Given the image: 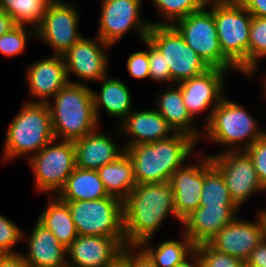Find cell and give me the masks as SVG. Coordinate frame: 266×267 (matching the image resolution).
Segmentation results:
<instances>
[{
    "mask_svg": "<svg viewBox=\"0 0 266 267\" xmlns=\"http://www.w3.org/2000/svg\"><path fill=\"white\" fill-rule=\"evenodd\" d=\"M35 37L36 29H30L29 26L16 25L0 36V54L8 58L22 55L27 49L29 40Z\"/></svg>",
    "mask_w": 266,
    "mask_h": 267,
    "instance_id": "obj_34",
    "label": "cell"
},
{
    "mask_svg": "<svg viewBox=\"0 0 266 267\" xmlns=\"http://www.w3.org/2000/svg\"><path fill=\"white\" fill-rule=\"evenodd\" d=\"M157 98L155 109L166 119L174 132L189 135L200 143L202 131L196 127L197 120L191 117L185 107L180 86L178 84L166 86Z\"/></svg>",
    "mask_w": 266,
    "mask_h": 267,
    "instance_id": "obj_24",
    "label": "cell"
},
{
    "mask_svg": "<svg viewBox=\"0 0 266 267\" xmlns=\"http://www.w3.org/2000/svg\"><path fill=\"white\" fill-rule=\"evenodd\" d=\"M207 155L222 173L232 201L239 209L254 194L266 192L255 172L253 161L245 150Z\"/></svg>",
    "mask_w": 266,
    "mask_h": 267,
    "instance_id": "obj_13",
    "label": "cell"
},
{
    "mask_svg": "<svg viewBox=\"0 0 266 267\" xmlns=\"http://www.w3.org/2000/svg\"><path fill=\"white\" fill-rule=\"evenodd\" d=\"M237 206H199L182 221L183 233L194 245L207 243L239 212Z\"/></svg>",
    "mask_w": 266,
    "mask_h": 267,
    "instance_id": "obj_22",
    "label": "cell"
},
{
    "mask_svg": "<svg viewBox=\"0 0 266 267\" xmlns=\"http://www.w3.org/2000/svg\"><path fill=\"white\" fill-rule=\"evenodd\" d=\"M259 211H260L261 213H266V209H265V210H264V209H263V210L260 209Z\"/></svg>",
    "mask_w": 266,
    "mask_h": 267,
    "instance_id": "obj_49",
    "label": "cell"
},
{
    "mask_svg": "<svg viewBox=\"0 0 266 267\" xmlns=\"http://www.w3.org/2000/svg\"><path fill=\"white\" fill-rule=\"evenodd\" d=\"M147 39L163 54L174 84L199 76L210 67L186 44L173 25H151Z\"/></svg>",
    "mask_w": 266,
    "mask_h": 267,
    "instance_id": "obj_10",
    "label": "cell"
},
{
    "mask_svg": "<svg viewBox=\"0 0 266 267\" xmlns=\"http://www.w3.org/2000/svg\"><path fill=\"white\" fill-rule=\"evenodd\" d=\"M123 252L133 261V267H157L140 247H124Z\"/></svg>",
    "mask_w": 266,
    "mask_h": 267,
    "instance_id": "obj_40",
    "label": "cell"
},
{
    "mask_svg": "<svg viewBox=\"0 0 266 267\" xmlns=\"http://www.w3.org/2000/svg\"><path fill=\"white\" fill-rule=\"evenodd\" d=\"M198 142L184 133L170 138L125 147L132 160L136 183L168 182L172 174L193 157Z\"/></svg>",
    "mask_w": 266,
    "mask_h": 267,
    "instance_id": "obj_2",
    "label": "cell"
},
{
    "mask_svg": "<svg viewBox=\"0 0 266 267\" xmlns=\"http://www.w3.org/2000/svg\"><path fill=\"white\" fill-rule=\"evenodd\" d=\"M118 125V126H117ZM115 136L127 134L125 147L170 138L175 134L166 119L155 108L133 109L120 123L116 124ZM126 142V143H125Z\"/></svg>",
    "mask_w": 266,
    "mask_h": 267,
    "instance_id": "obj_19",
    "label": "cell"
},
{
    "mask_svg": "<svg viewBox=\"0 0 266 267\" xmlns=\"http://www.w3.org/2000/svg\"><path fill=\"white\" fill-rule=\"evenodd\" d=\"M251 157L255 172L266 191V133L245 150Z\"/></svg>",
    "mask_w": 266,
    "mask_h": 267,
    "instance_id": "obj_38",
    "label": "cell"
},
{
    "mask_svg": "<svg viewBox=\"0 0 266 267\" xmlns=\"http://www.w3.org/2000/svg\"><path fill=\"white\" fill-rule=\"evenodd\" d=\"M49 198L37 221L51 231L67 248L78 236L69 207L57 196H49Z\"/></svg>",
    "mask_w": 266,
    "mask_h": 267,
    "instance_id": "obj_28",
    "label": "cell"
},
{
    "mask_svg": "<svg viewBox=\"0 0 266 267\" xmlns=\"http://www.w3.org/2000/svg\"><path fill=\"white\" fill-rule=\"evenodd\" d=\"M228 72L220 68H210L199 76L178 83L185 107L191 117L195 120L197 115L204 111L207 113L204 126L209 122L212 111L225 96V79Z\"/></svg>",
    "mask_w": 266,
    "mask_h": 267,
    "instance_id": "obj_15",
    "label": "cell"
},
{
    "mask_svg": "<svg viewBox=\"0 0 266 267\" xmlns=\"http://www.w3.org/2000/svg\"><path fill=\"white\" fill-rule=\"evenodd\" d=\"M79 20L76 3L53 0L36 28V38L50 47L52 54L63 55L83 36L78 29Z\"/></svg>",
    "mask_w": 266,
    "mask_h": 267,
    "instance_id": "obj_12",
    "label": "cell"
},
{
    "mask_svg": "<svg viewBox=\"0 0 266 267\" xmlns=\"http://www.w3.org/2000/svg\"><path fill=\"white\" fill-rule=\"evenodd\" d=\"M245 264L248 267H266V237L251 252Z\"/></svg>",
    "mask_w": 266,
    "mask_h": 267,
    "instance_id": "obj_41",
    "label": "cell"
},
{
    "mask_svg": "<svg viewBox=\"0 0 266 267\" xmlns=\"http://www.w3.org/2000/svg\"><path fill=\"white\" fill-rule=\"evenodd\" d=\"M213 16L223 55L248 78V44L252 15L241 5L213 2Z\"/></svg>",
    "mask_w": 266,
    "mask_h": 267,
    "instance_id": "obj_6",
    "label": "cell"
},
{
    "mask_svg": "<svg viewBox=\"0 0 266 267\" xmlns=\"http://www.w3.org/2000/svg\"><path fill=\"white\" fill-rule=\"evenodd\" d=\"M170 214L182 224L169 181L136 185L123 201L126 247H140L152 240Z\"/></svg>",
    "mask_w": 266,
    "mask_h": 267,
    "instance_id": "obj_1",
    "label": "cell"
},
{
    "mask_svg": "<svg viewBox=\"0 0 266 267\" xmlns=\"http://www.w3.org/2000/svg\"><path fill=\"white\" fill-rule=\"evenodd\" d=\"M195 252L199 258V267H242L245 264L235 256L217 251L208 243L195 245Z\"/></svg>",
    "mask_w": 266,
    "mask_h": 267,
    "instance_id": "obj_35",
    "label": "cell"
},
{
    "mask_svg": "<svg viewBox=\"0 0 266 267\" xmlns=\"http://www.w3.org/2000/svg\"><path fill=\"white\" fill-rule=\"evenodd\" d=\"M241 5L252 16L266 17V0H243Z\"/></svg>",
    "mask_w": 266,
    "mask_h": 267,
    "instance_id": "obj_42",
    "label": "cell"
},
{
    "mask_svg": "<svg viewBox=\"0 0 266 267\" xmlns=\"http://www.w3.org/2000/svg\"><path fill=\"white\" fill-rule=\"evenodd\" d=\"M107 267H133V261L122 252L110 265Z\"/></svg>",
    "mask_w": 266,
    "mask_h": 267,
    "instance_id": "obj_45",
    "label": "cell"
},
{
    "mask_svg": "<svg viewBox=\"0 0 266 267\" xmlns=\"http://www.w3.org/2000/svg\"><path fill=\"white\" fill-rule=\"evenodd\" d=\"M210 2L216 3H232V4H241L243 0H208Z\"/></svg>",
    "mask_w": 266,
    "mask_h": 267,
    "instance_id": "obj_47",
    "label": "cell"
},
{
    "mask_svg": "<svg viewBox=\"0 0 266 267\" xmlns=\"http://www.w3.org/2000/svg\"><path fill=\"white\" fill-rule=\"evenodd\" d=\"M78 235L124 237L123 202L113 196L90 201H63Z\"/></svg>",
    "mask_w": 266,
    "mask_h": 267,
    "instance_id": "obj_7",
    "label": "cell"
},
{
    "mask_svg": "<svg viewBox=\"0 0 266 267\" xmlns=\"http://www.w3.org/2000/svg\"><path fill=\"white\" fill-rule=\"evenodd\" d=\"M32 103H48L69 81L62 55H50L27 65L25 74ZM37 99V100H36Z\"/></svg>",
    "mask_w": 266,
    "mask_h": 267,
    "instance_id": "obj_18",
    "label": "cell"
},
{
    "mask_svg": "<svg viewBox=\"0 0 266 267\" xmlns=\"http://www.w3.org/2000/svg\"><path fill=\"white\" fill-rule=\"evenodd\" d=\"M56 196L61 201H90L109 195L96 170L75 167Z\"/></svg>",
    "mask_w": 266,
    "mask_h": 267,
    "instance_id": "obj_27",
    "label": "cell"
},
{
    "mask_svg": "<svg viewBox=\"0 0 266 267\" xmlns=\"http://www.w3.org/2000/svg\"><path fill=\"white\" fill-rule=\"evenodd\" d=\"M202 127L201 139L226 146L227 149L221 152L246 150L266 133L245 107L226 95L212 111L209 122Z\"/></svg>",
    "mask_w": 266,
    "mask_h": 267,
    "instance_id": "obj_5",
    "label": "cell"
},
{
    "mask_svg": "<svg viewBox=\"0 0 266 267\" xmlns=\"http://www.w3.org/2000/svg\"><path fill=\"white\" fill-rule=\"evenodd\" d=\"M98 82L101 88L100 92L92 89L94 112L97 121H100V108L104 107L105 112L118 119L120 123L133 109L132 95L128 86L123 80L115 77H103Z\"/></svg>",
    "mask_w": 266,
    "mask_h": 267,
    "instance_id": "obj_25",
    "label": "cell"
},
{
    "mask_svg": "<svg viewBox=\"0 0 266 267\" xmlns=\"http://www.w3.org/2000/svg\"><path fill=\"white\" fill-rule=\"evenodd\" d=\"M23 230L27 253L20 254L30 267H67V248L37 220L30 234Z\"/></svg>",
    "mask_w": 266,
    "mask_h": 267,
    "instance_id": "obj_21",
    "label": "cell"
},
{
    "mask_svg": "<svg viewBox=\"0 0 266 267\" xmlns=\"http://www.w3.org/2000/svg\"><path fill=\"white\" fill-rule=\"evenodd\" d=\"M24 102L7 128L1 158L6 162L21 157L29 160L55 139L48 104Z\"/></svg>",
    "mask_w": 266,
    "mask_h": 267,
    "instance_id": "obj_4",
    "label": "cell"
},
{
    "mask_svg": "<svg viewBox=\"0 0 266 267\" xmlns=\"http://www.w3.org/2000/svg\"><path fill=\"white\" fill-rule=\"evenodd\" d=\"M28 164L34 174L35 190L56 196L76 167L74 142L54 139L32 156Z\"/></svg>",
    "mask_w": 266,
    "mask_h": 267,
    "instance_id": "obj_8",
    "label": "cell"
},
{
    "mask_svg": "<svg viewBox=\"0 0 266 267\" xmlns=\"http://www.w3.org/2000/svg\"><path fill=\"white\" fill-rule=\"evenodd\" d=\"M198 153L195 154L197 160L194 165L185 164L177 169L169 181L176 215L181 221L200 206L204 184V154Z\"/></svg>",
    "mask_w": 266,
    "mask_h": 267,
    "instance_id": "obj_20",
    "label": "cell"
},
{
    "mask_svg": "<svg viewBox=\"0 0 266 267\" xmlns=\"http://www.w3.org/2000/svg\"><path fill=\"white\" fill-rule=\"evenodd\" d=\"M99 131V127L91 133L74 141L76 167L97 170L115 161L125 152L123 145L118 146L112 136Z\"/></svg>",
    "mask_w": 266,
    "mask_h": 267,
    "instance_id": "obj_23",
    "label": "cell"
},
{
    "mask_svg": "<svg viewBox=\"0 0 266 267\" xmlns=\"http://www.w3.org/2000/svg\"><path fill=\"white\" fill-rule=\"evenodd\" d=\"M84 84L68 83L47 103L55 139L74 142L98 128L92 88Z\"/></svg>",
    "mask_w": 266,
    "mask_h": 267,
    "instance_id": "obj_3",
    "label": "cell"
},
{
    "mask_svg": "<svg viewBox=\"0 0 266 267\" xmlns=\"http://www.w3.org/2000/svg\"><path fill=\"white\" fill-rule=\"evenodd\" d=\"M96 171L108 195L122 202L137 185L132 160L126 152Z\"/></svg>",
    "mask_w": 266,
    "mask_h": 267,
    "instance_id": "obj_26",
    "label": "cell"
},
{
    "mask_svg": "<svg viewBox=\"0 0 266 267\" xmlns=\"http://www.w3.org/2000/svg\"><path fill=\"white\" fill-rule=\"evenodd\" d=\"M53 0H0V9L11 16L16 25L36 29Z\"/></svg>",
    "mask_w": 266,
    "mask_h": 267,
    "instance_id": "obj_31",
    "label": "cell"
},
{
    "mask_svg": "<svg viewBox=\"0 0 266 267\" xmlns=\"http://www.w3.org/2000/svg\"><path fill=\"white\" fill-rule=\"evenodd\" d=\"M200 206H236L225 184L222 173L204 154V184Z\"/></svg>",
    "mask_w": 266,
    "mask_h": 267,
    "instance_id": "obj_30",
    "label": "cell"
},
{
    "mask_svg": "<svg viewBox=\"0 0 266 267\" xmlns=\"http://www.w3.org/2000/svg\"><path fill=\"white\" fill-rule=\"evenodd\" d=\"M265 57L266 17L252 16L248 44V78L254 77L260 67L259 62Z\"/></svg>",
    "mask_w": 266,
    "mask_h": 267,
    "instance_id": "obj_33",
    "label": "cell"
},
{
    "mask_svg": "<svg viewBox=\"0 0 266 267\" xmlns=\"http://www.w3.org/2000/svg\"><path fill=\"white\" fill-rule=\"evenodd\" d=\"M110 48L97 36L90 39L83 35L62 55L69 83H74L69 79L72 74L84 82L92 80V83L106 77L111 62L106 51Z\"/></svg>",
    "mask_w": 266,
    "mask_h": 267,
    "instance_id": "obj_14",
    "label": "cell"
},
{
    "mask_svg": "<svg viewBox=\"0 0 266 267\" xmlns=\"http://www.w3.org/2000/svg\"><path fill=\"white\" fill-rule=\"evenodd\" d=\"M142 1L144 0H100L97 37L113 47L134 29L142 41L145 40L151 28V20L141 16Z\"/></svg>",
    "mask_w": 266,
    "mask_h": 267,
    "instance_id": "obj_11",
    "label": "cell"
},
{
    "mask_svg": "<svg viewBox=\"0 0 266 267\" xmlns=\"http://www.w3.org/2000/svg\"><path fill=\"white\" fill-rule=\"evenodd\" d=\"M157 7L161 21H150L151 25H173L181 18L203 9L208 0H151Z\"/></svg>",
    "mask_w": 266,
    "mask_h": 267,
    "instance_id": "obj_32",
    "label": "cell"
},
{
    "mask_svg": "<svg viewBox=\"0 0 266 267\" xmlns=\"http://www.w3.org/2000/svg\"><path fill=\"white\" fill-rule=\"evenodd\" d=\"M142 42H144L148 53L149 79L156 83L168 82V85H173L170 68L166 64L163 54L147 38Z\"/></svg>",
    "mask_w": 266,
    "mask_h": 267,
    "instance_id": "obj_36",
    "label": "cell"
},
{
    "mask_svg": "<svg viewBox=\"0 0 266 267\" xmlns=\"http://www.w3.org/2000/svg\"><path fill=\"white\" fill-rule=\"evenodd\" d=\"M16 24L11 16L0 9V36L10 31Z\"/></svg>",
    "mask_w": 266,
    "mask_h": 267,
    "instance_id": "obj_44",
    "label": "cell"
},
{
    "mask_svg": "<svg viewBox=\"0 0 266 267\" xmlns=\"http://www.w3.org/2000/svg\"><path fill=\"white\" fill-rule=\"evenodd\" d=\"M262 214V218L264 220L265 223V235H266V213H261Z\"/></svg>",
    "mask_w": 266,
    "mask_h": 267,
    "instance_id": "obj_48",
    "label": "cell"
},
{
    "mask_svg": "<svg viewBox=\"0 0 266 267\" xmlns=\"http://www.w3.org/2000/svg\"><path fill=\"white\" fill-rule=\"evenodd\" d=\"M256 212V221L236 216L207 243L217 251L235 256L245 263L251 252L266 237L262 214Z\"/></svg>",
    "mask_w": 266,
    "mask_h": 267,
    "instance_id": "obj_16",
    "label": "cell"
},
{
    "mask_svg": "<svg viewBox=\"0 0 266 267\" xmlns=\"http://www.w3.org/2000/svg\"><path fill=\"white\" fill-rule=\"evenodd\" d=\"M23 229L18 224L0 214V255L18 254L14 246L23 243ZM15 249V250H14Z\"/></svg>",
    "mask_w": 266,
    "mask_h": 267,
    "instance_id": "obj_37",
    "label": "cell"
},
{
    "mask_svg": "<svg viewBox=\"0 0 266 267\" xmlns=\"http://www.w3.org/2000/svg\"><path fill=\"white\" fill-rule=\"evenodd\" d=\"M0 267H30L24 257L18 254L0 255Z\"/></svg>",
    "mask_w": 266,
    "mask_h": 267,
    "instance_id": "obj_43",
    "label": "cell"
},
{
    "mask_svg": "<svg viewBox=\"0 0 266 267\" xmlns=\"http://www.w3.org/2000/svg\"><path fill=\"white\" fill-rule=\"evenodd\" d=\"M125 246V238L78 235L67 247V267H107Z\"/></svg>",
    "mask_w": 266,
    "mask_h": 267,
    "instance_id": "obj_17",
    "label": "cell"
},
{
    "mask_svg": "<svg viewBox=\"0 0 266 267\" xmlns=\"http://www.w3.org/2000/svg\"><path fill=\"white\" fill-rule=\"evenodd\" d=\"M151 243V240L145 241L140 248L157 267H174L185 261L195 251L194 243L184 233L180 240H165L156 246H152Z\"/></svg>",
    "mask_w": 266,
    "mask_h": 267,
    "instance_id": "obj_29",
    "label": "cell"
},
{
    "mask_svg": "<svg viewBox=\"0 0 266 267\" xmlns=\"http://www.w3.org/2000/svg\"><path fill=\"white\" fill-rule=\"evenodd\" d=\"M173 26L210 68H220L227 71L238 69L223 55L213 16V2L188 16L176 21Z\"/></svg>",
    "mask_w": 266,
    "mask_h": 267,
    "instance_id": "obj_9",
    "label": "cell"
},
{
    "mask_svg": "<svg viewBox=\"0 0 266 267\" xmlns=\"http://www.w3.org/2000/svg\"><path fill=\"white\" fill-rule=\"evenodd\" d=\"M126 68L129 75L138 80L149 78V59L147 49L135 51L127 58Z\"/></svg>",
    "mask_w": 266,
    "mask_h": 267,
    "instance_id": "obj_39",
    "label": "cell"
},
{
    "mask_svg": "<svg viewBox=\"0 0 266 267\" xmlns=\"http://www.w3.org/2000/svg\"><path fill=\"white\" fill-rule=\"evenodd\" d=\"M174 267H199V258L197 253L194 251L185 261Z\"/></svg>",
    "mask_w": 266,
    "mask_h": 267,
    "instance_id": "obj_46",
    "label": "cell"
}]
</instances>
